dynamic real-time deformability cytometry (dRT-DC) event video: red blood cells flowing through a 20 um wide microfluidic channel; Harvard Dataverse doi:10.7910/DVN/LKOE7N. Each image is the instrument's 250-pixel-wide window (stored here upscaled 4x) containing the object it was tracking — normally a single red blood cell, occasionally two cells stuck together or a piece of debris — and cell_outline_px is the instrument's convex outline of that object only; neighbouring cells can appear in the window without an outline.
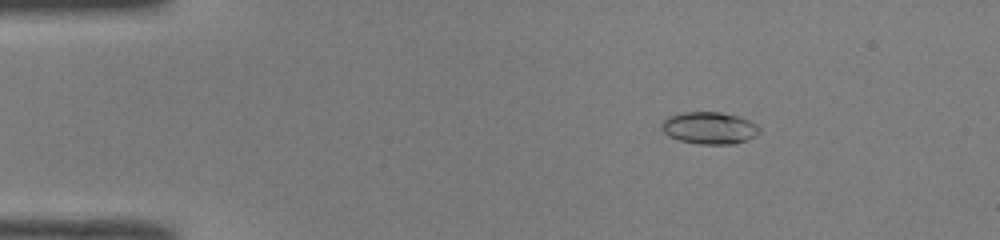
{"species": "common noctule bat (a hibernating species)", "species_latin": "Nyctalus noctula", "temperature_condition": "room temperature", "stored_images_in_passage": 47, "camera_frame_rate_fps": 3000, "um_per_image_px": 0.085, "animal": {"sex": "male", "body_mass_g": 19.0, "forearm_length_mm": 50.8}, "frame": {"image": 1, "passage_image": 4, "time_ms": 1.0, "image_size_px": [1000, 240], "cell_outline_px": [[760, 132], [744, 140], [732, 144], [700, 144], [680, 140], [668, 136], [660, 128], [660, 124], [668, 116], [680, 112], [720, 112], [736, 116], [748, 120], [756, 124], [760, 128]], "centroid_in_image_um": [60.23, 10.87], "position_along_channel_um": 24.8, "area_um2": 18.15}}
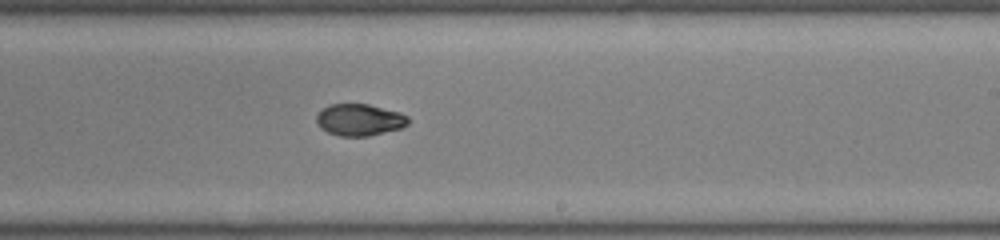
{"frame": {"image": 2, "passage_image": 27, "time_ms": 8.667, "image_size_px": [1000, 240], "cell_outline_px": [[408, 124], [404, 128], [368, 136], [340, 136], [328, 132], [320, 128], [316, 120], [316, 116], [328, 104], [368, 104], [400, 112], [408, 116]], "centroid_in_image_um": [30.58, 10.19], "position_along_channel_um": 258.4, "area_um2": 17.05}}
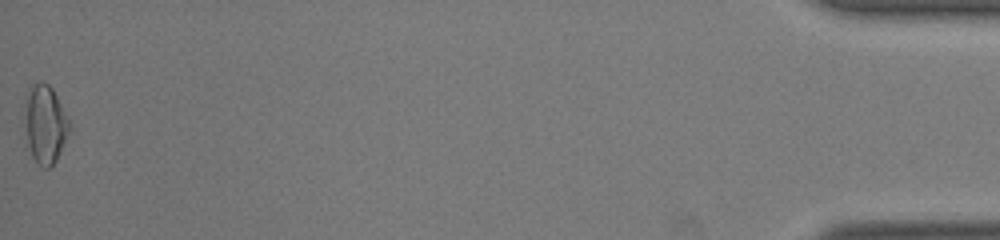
{"frame": {"image": 3, "passage_image": 47, "time_ms": 15.333, "image_size_px": [1000, 240], "cell_outline_px": [[68, 132], [60, 152], [56, 160], [48, 168], [44, 168], [32, 156], [24, 144], [28, 96], [32, 84], [48, 84], [52, 88], [68, 120]], "centroid_in_image_um": [3.81, 10.63], "position_along_channel_um": 431.4, "area_um2": 19.48}, "authors_computed_cell_mechanics": {"area_um2": 17.629, "velocity_mm_per_s": 4.0219, "shape_relaxation_time_tau1_ms": 9.5364, "shape_relaxation_time_tau2_ms": 3.9988, "deformation_change_tau1": 0.231, "deformation_change_tau2": 0.0762}}